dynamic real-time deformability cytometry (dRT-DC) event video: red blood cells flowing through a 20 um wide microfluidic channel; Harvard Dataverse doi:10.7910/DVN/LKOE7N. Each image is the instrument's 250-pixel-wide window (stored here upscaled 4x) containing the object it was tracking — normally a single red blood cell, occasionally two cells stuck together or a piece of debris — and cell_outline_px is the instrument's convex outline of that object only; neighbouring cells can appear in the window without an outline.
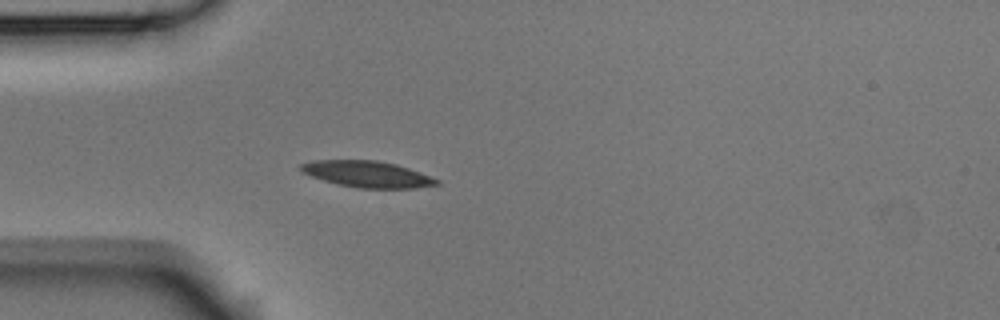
{"species": "Egyptian fruit bat (a non-hibernating species)", "species_latin": "Rousettus aegyptiacus", "temperature_condition": "room temperature", "stored_images_in_passage": 1, "camera_frame_rate_fps": 3000, "um_per_image_px": 0.085, "animal": {"sex": "male"}, "frame": {"image": 1, "passage_image": 1, "time_ms": 0.0, "image_size_px": [1000, 320], "cell_outline_px": [[440, 184], [416, 188], [356, 188], [336, 184], [300, 172], [300, 164], [312, 160], [376, 160], [396, 164], [420, 172], [440, 180]], "centroid_in_image_um": [31.21, 14.8], "position_along_channel_um": 53.8, "area_um2": 20.92}}